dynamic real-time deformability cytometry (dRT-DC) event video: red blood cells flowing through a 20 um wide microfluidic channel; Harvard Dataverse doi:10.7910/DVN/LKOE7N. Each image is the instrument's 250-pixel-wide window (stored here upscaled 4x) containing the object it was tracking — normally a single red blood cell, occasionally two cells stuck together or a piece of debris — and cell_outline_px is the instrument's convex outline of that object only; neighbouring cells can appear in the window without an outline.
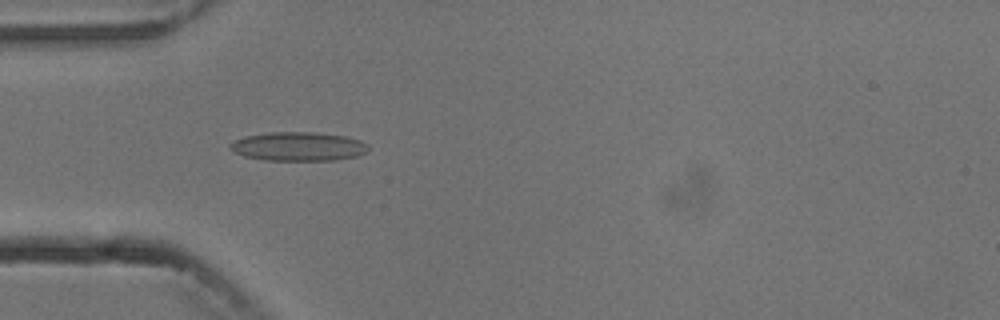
{"species": "common noctule bat (a hibernating species)", "species_latin": "Nyctalus noctula", "temperature_condition": "cold", "stored_images_in_passage": 8, "camera_frame_rate_fps": 3000, "um_per_image_px": 0.085, "animal": {"sex": "male", "body_mass_g": 13.3}, "frame": {"image": 1, "passage_image": 4, "time_ms": 3.667, "image_size_px": [1000, 320], "cell_outline_px": [[368, 148], [364, 152], [356, 156], [336, 160], [268, 160], [244, 156], [228, 148], [228, 144], [244, 136], [268, 132], [312, 132], [344, 136], [360, 140], [368, 144]], "centroid_in_image_um": [25.33, 12.44], "position_along_channel_um": 59.7, "area_um2": 23.12}}
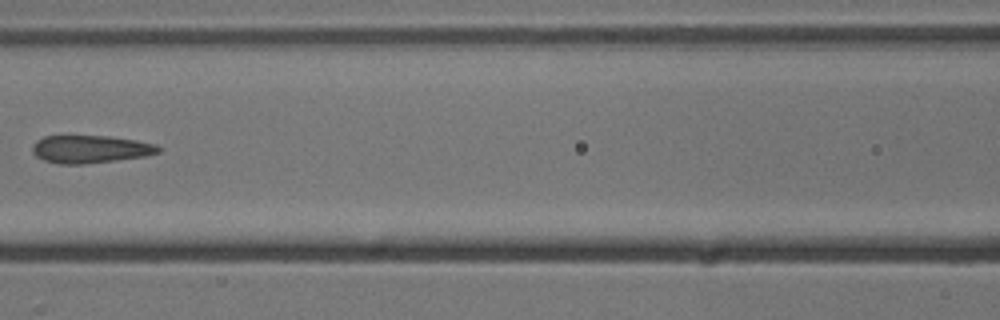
{"frame": {"image": 2, "passage_image": 6, "time_ms": 6.333, "image_size_px": [1000, 320], "cell_outline_px": [[160, 152], [144, 156], [116, 160], [84, 164], [60, 164], [44, 160], [36, 156], [32, 152], [32, 148], [36, 140], [44, 136], [108, 136], [136, 140], [156, 144], [160, 148]], "centroid_in_image_um": [7.67, 12.68], "position_along_channel_um": 158.9, "area_um2": 20.29}}
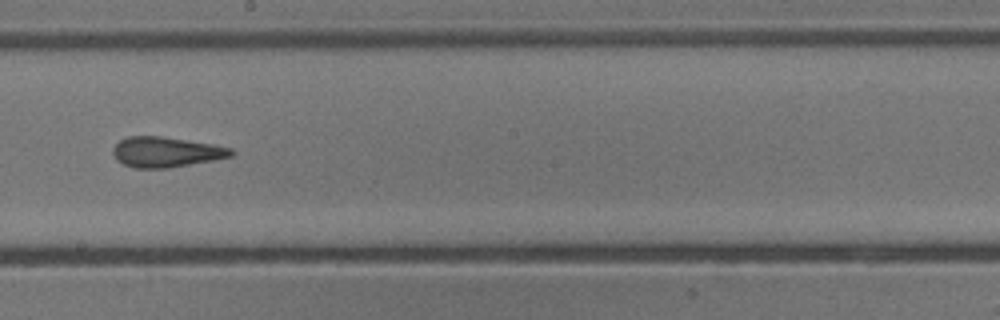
{"frame": {"image": 3, "passage_image": 8, "time_ms": 8.333, "image_size_px": [1000, 320], "cell_outline_px": [[236, 152], [232, 156], [212, 160], [168, 168], [136, 168], [124, 164], [116, 160], [112, 152], [112, 148], [120, 140], [128, 136], [160, 136], [216, 144], [232, 148]], "centroid_in_image_um": [14.12, 12.91], "position_along_channel_um": 234.1, "area_um2": 20.92}}